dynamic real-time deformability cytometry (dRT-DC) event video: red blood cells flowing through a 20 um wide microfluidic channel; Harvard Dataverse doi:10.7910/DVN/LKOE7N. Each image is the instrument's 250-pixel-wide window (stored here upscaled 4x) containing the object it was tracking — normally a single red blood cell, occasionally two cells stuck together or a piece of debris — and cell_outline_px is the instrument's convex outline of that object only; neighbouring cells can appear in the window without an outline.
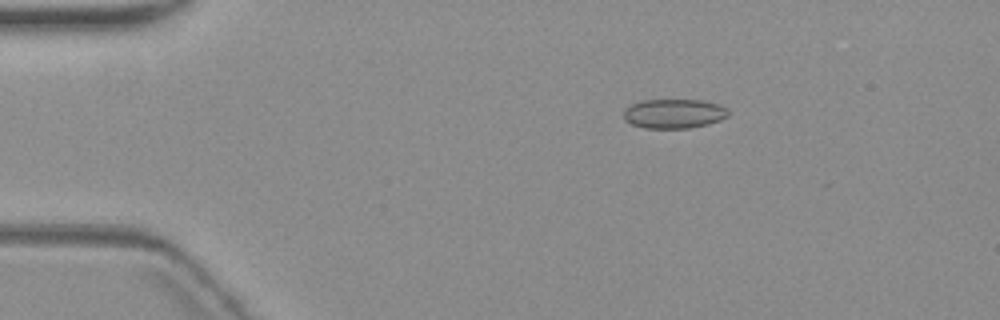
{"species": "common noctule bat (a hibernating species)", "species_latin": "Nyctalus noctula", "temperature_condition": "warm", "stored_images_in_passage": 6, "camera_frame_rate_fps": 3000, "um_per_image_px": 0.085, "animal": {"sex": "female", "body_mass_g": 19.3, "forearm_length_mm": 54.1}, "frame": {"image": 1, "passage_image": 3, "time_ms": 2.333, "image_size_px": [1000, 320], "cell_outline_px": [[728, 116], [720, 120], [708, 124], [688, 128], [644, 128], [632, 124], [624, 120], [624, 108], [632, 104], [644, 100], [700, 100], [720, 104], [728, 108]], "centroid_in_image_um": [57.29, 9.66], "position_along_channel_um": 27.7, "area_um2": 17.98}}
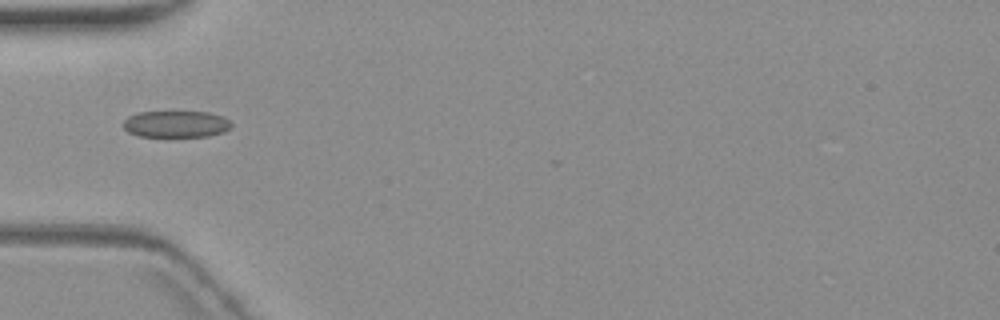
{"frame": {"image": 2, "passage_image": 5, "time_ms": 5.333, "image_size_px": [1000, 320], "cell_outline_px": [[232, 124], [224, 132], [208, 136], [136, 136], [128, 132], [124, 128], [124, 120], [128, 116], [136, 112], [208, 112], [220, 116], [228, 120]], "centroid_in_image_um": [14.92, 10.54], "position_along_channel_um": 70.1, "area_um2": 16.65}}
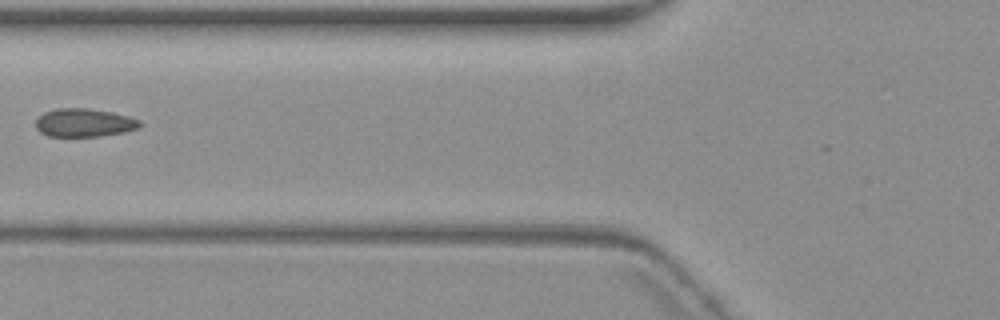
{"frame": {"image": 3, "passage_image": 6, "time_ms": 6.667, "image_size_px": [1000, 320], "cell_outline_px": [[144, 124], [140, 128], [124, 132], [100, 136], [48, 136], [40, 132], [36, 128], [36, 120], [44, 112], [56, 108], [88, 108], [112, 112], [128, 116], [140, 120]], "centroid_in_image_um": [7.19, 10.43], "position_along_channel_um": 118.6, "area_um2": 17.28}}